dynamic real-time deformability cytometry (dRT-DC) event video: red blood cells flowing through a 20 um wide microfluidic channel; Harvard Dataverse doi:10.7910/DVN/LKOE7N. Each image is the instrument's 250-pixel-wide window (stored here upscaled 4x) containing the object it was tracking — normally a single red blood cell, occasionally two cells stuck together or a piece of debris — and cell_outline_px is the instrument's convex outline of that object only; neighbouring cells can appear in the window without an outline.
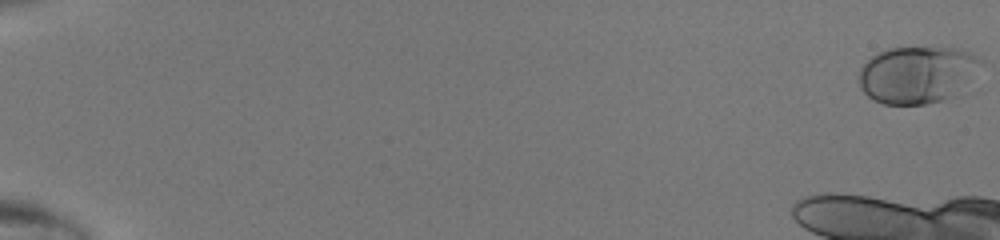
{"species": "human", "species_latin": "Homo sapiens", "temperature_condition": "room temperature", "stored_images_in_passage": 13, "camera_frame_rate_fps": 3000, "um_per_image_px": 0.085, "donor": {"sex": "male"}, "frame": {"image": 1, "passage_image": 1, "time_ms": 0.0, "image_size_px": [1000, 240], "cell_outline_px": [[984, 64], [960, 96], [944, 100], [924, 104], [884, 104], [872, 100], [860, 88], [856, 76], [860, 68], [872, 56], [888, 48], [956, 48], [972, 52], [980, 56], [984, 60]], "centroid_in_image_um": [78.04, 6.36], "position_along_channel_um": 7.0, "area_um2": 41.73}}